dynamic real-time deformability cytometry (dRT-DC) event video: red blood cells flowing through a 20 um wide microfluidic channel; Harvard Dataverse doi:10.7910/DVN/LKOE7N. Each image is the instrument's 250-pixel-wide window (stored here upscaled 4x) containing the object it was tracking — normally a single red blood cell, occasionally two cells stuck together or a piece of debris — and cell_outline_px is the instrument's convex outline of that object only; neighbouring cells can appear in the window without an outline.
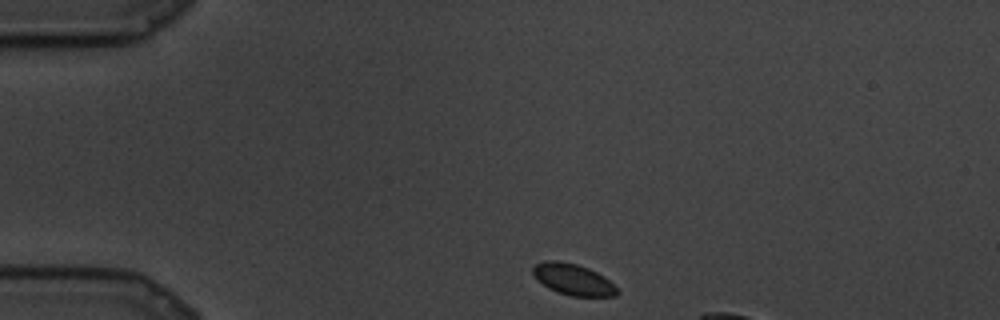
{"species": "common noctule bat (a hibernating species)", "species_latin": "Nyctalus noctula", "temperature_condition": "cold", "stored_images_in_passage": 71, "camera_frame_rate_fps": 3000, "um_per_image_px": 0.085, "animal": {"sex": "male", "body_mass_g": 19.5, "forearm_length_mm": 54.6}, "frame": {"image": 1, "passage_image": 1, "time_ms": 0.0, "image_size_px": [1000, 320], "cell_outline_px": [[620, 292], [616, 296], [572, 296], [556, 292], [548, 288], [532, 272], [532, 268], [536, 264], [544, 260], [560, 260], [576, 264], [588, 268], [604, 276]], "centroid_in_image_um": [48.72, 23.75], "position_along_channel_um": 36.3, "area_um2": 15.2}}
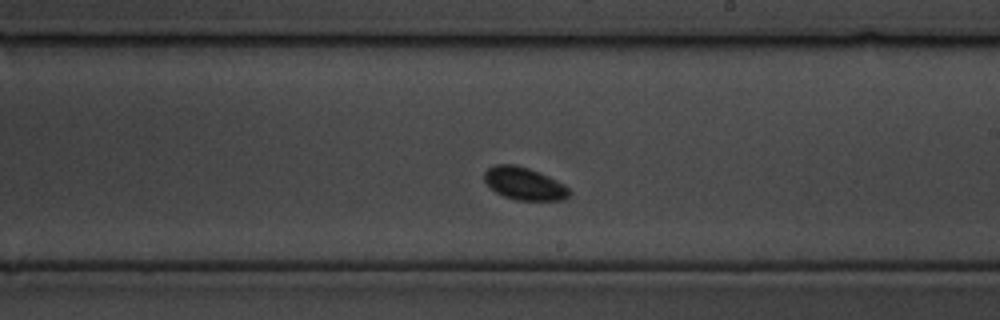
{"frame": {"image": 2, "passage_image": 34, "time_ms": 11.0, "image_size_px": [1000, 320], "cell_outline_px": [[572, 192], [564, 200], [516, 200], [504, 196], [496, 192], [484, 180], [484, 172], [488, 168], [496, 164], [516, 164], [540, 172], [564, 184]], "centroid_in_image_um": [44.57, 15.6], "position_along_channel_um": 244.4, "area_um2": 16.13}}
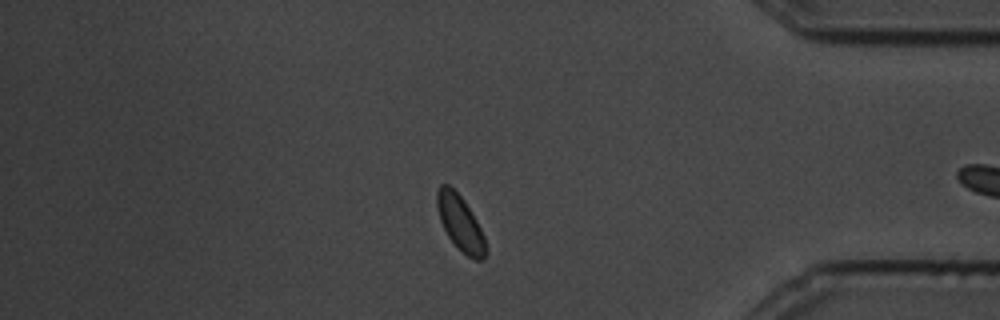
{"frame": {"image": 3, "passage_image": 57, "time_ms": 18.667, "image_size_px": [1000, 320], "cell_outline_px": [[488, 252], [484, 260], [476, 260], [468, 256], [448, 236], [440, 220], [436, 204], [436, 192], [440, 184], [448, 184], [464, 200], [476, 220], [484, 236], [488, 248]], "centroid_in_image_um": [39.14, 18.96], "position_along_channel_um": 396.1, "area_um2": 15.55}}